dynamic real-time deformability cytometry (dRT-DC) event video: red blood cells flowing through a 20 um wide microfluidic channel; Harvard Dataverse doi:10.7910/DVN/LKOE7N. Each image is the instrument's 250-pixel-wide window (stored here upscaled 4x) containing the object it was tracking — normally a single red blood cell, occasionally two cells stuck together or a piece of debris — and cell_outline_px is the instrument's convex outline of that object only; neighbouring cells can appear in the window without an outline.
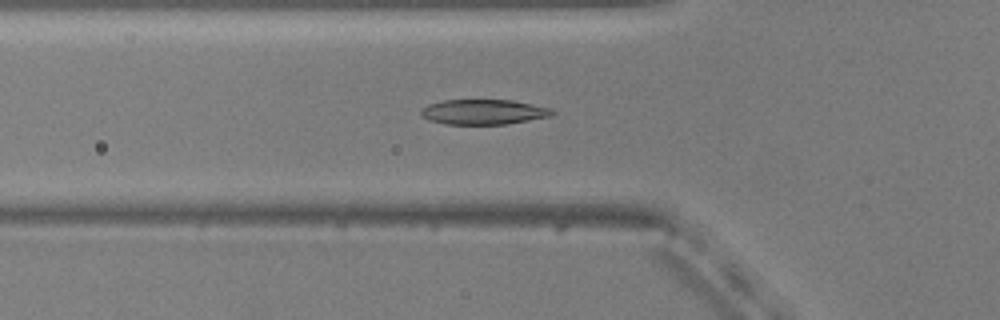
{"species": "common noctule bat (a hibernating species)", "species_latin": "Nyctalus noctula", "temperature_condition": "warm", "stored_images_in_passage": 52, "camera_frame_rate_fps": 3000, "um_per_image_px": 0.085, "animal": {"sex": "male", "body_mass_g": 20.5, "forearm_length_mm": 52.5}, "frame": {"image": 1, "passage_image": 17, "time_ms": 5.333, "image_size_px": [1000, 320], "cell_outline_px": [[556, 112], [552, 116], [508, 124], [444, 124], [432, 120], [424, 116], [420, 112], [420, 108], [428, 104], [444, 100], [512, 100], [552, 108]], "centroid_in_image_um": [41.15, 9.51], "position_along_channel_um": 84.7, "area_um2": 19.19}}
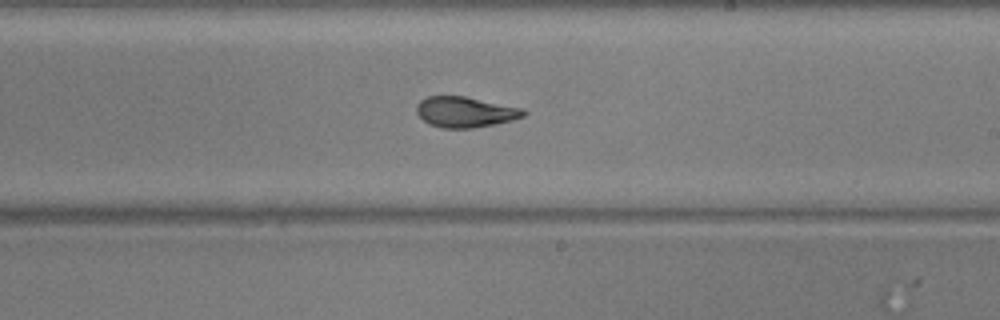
{"frame": {"image": 2, "passage_image": 30, "time_ms": 9.667, "image_size_px": [1000, 320], "cell_outline_px": [[528, 112], [524, 116], [512, 120], [496, 124], [472, 128], [440, 128], [428, 124], [416, 112], [416, 104], [420, 100], [428, 96], [464, 96], [524, 108]], "centroid_in_image_um": [39.55, 9.52], "position_along_channel_um": 249.5, "area_um2": 19.25}}
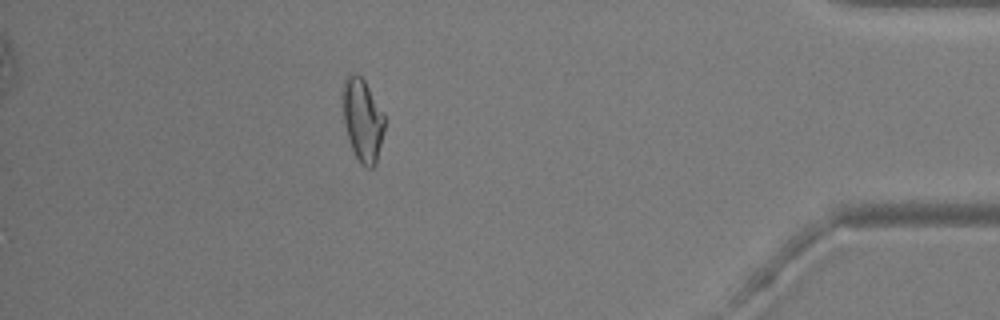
{"frame": {"image": 3, "passage_image": 46, "time_ms": 15.0, "image_size_px": [1000, 320], "cell_outline_px": [[384, 132], [376, 164], [372, 168], [368, 168], [360, 164], [348, 140], [344, 124], [340, 96], [340, 88], [344, 76], [348, 72], [356, 72], [364, 80], [384, 112]], "centroid_in_image_um": [30.76, 10.12], "position_along_channel_um": 404.4, "area_um2": 21.04}, "authors_computed_cell_mechanics": {"area_um2": 19.4497, "velocity_mm_per_s": 3.7738, "shape_relaxation_time_tau1_ms": 4.997, "shape_relaxation_time_tau2_ms": 1.8785, "deformation_change_tau1": 0.2033, "deformation_change_tau2": 0.0881}}